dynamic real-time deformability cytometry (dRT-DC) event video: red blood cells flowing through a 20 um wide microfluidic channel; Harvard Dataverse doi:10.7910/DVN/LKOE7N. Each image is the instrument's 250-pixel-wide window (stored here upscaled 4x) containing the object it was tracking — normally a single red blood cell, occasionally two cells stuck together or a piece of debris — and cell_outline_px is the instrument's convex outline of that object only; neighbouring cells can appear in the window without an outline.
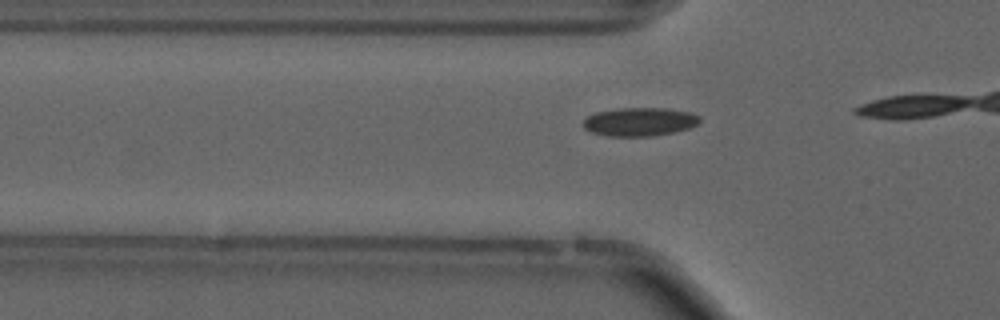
{"species": "common noctule bat (a hibernating species)", "species_latin": "Nyctalus noctula", "temperature_condition": "cold", "stored_images_in_passage": 13, "camera_frame_rate_fps": 3000, "um_per_image_px": 0.085, "animal": {"sex": "male", "forearm_length_mm": 52.5}, "frame": {"image": 1, "passage_image": 10, "time_ms": 3.0, "image_size_px": [1000, 320], "cell_outline_px": [[700, 120], [696, 124], [688, 128], [676, 132], [652, 136], [608, 136], [592, 132], [584, 128], [580, 124], [588, 116], [596, 112], [620, 108], [668, 108], [692, 112], [700, 116]], "centroid_in_image_um": [54.37, 10.35], "position_along_channel_um": 71.4, "area_um2": 19.48}}